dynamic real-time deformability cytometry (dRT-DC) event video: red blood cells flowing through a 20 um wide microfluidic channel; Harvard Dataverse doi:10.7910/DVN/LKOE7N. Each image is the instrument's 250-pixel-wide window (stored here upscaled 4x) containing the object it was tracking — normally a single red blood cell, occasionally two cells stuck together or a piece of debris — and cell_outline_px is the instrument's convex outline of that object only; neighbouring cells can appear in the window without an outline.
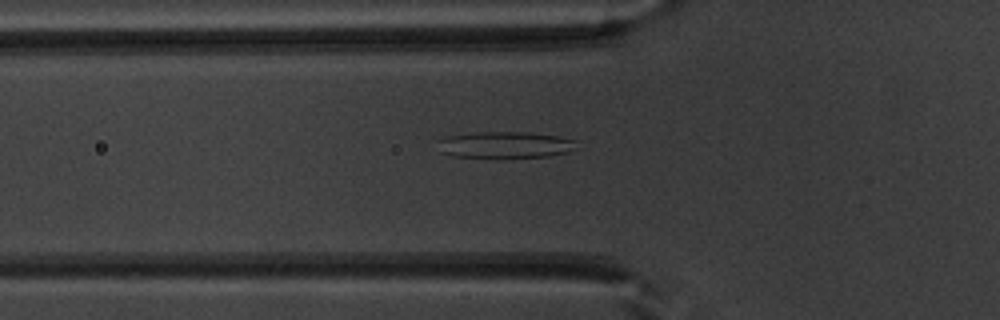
{"species": "common noctule bat (a hibernating species)", "species_latin": "Nyctalus noctula", "temperature_condition": "warm", "stored_images_in_passage": 51, "camera_frame_rate_fps": 3000, "um_per_image_px": 0.085, "animal": {"sex": "male", "body_mass_g": 20.1, "forearm_length_mm": 53.5}, "frame": {"image": 1, "passage_image": 18, "time_ms": 5.667, "image_size_px": [1000, 320], "cell_outline_px": [[580, 140], [568, 152], [548, 156], [452, 156], [440, 152], [440, 140], [448, 136], [472, 132], [528, 132], [560, 136]], "centroid_in_image_um": [42.99, 12.28], "position_along_channel_um": 82.8, "area_um2": 20.92}}
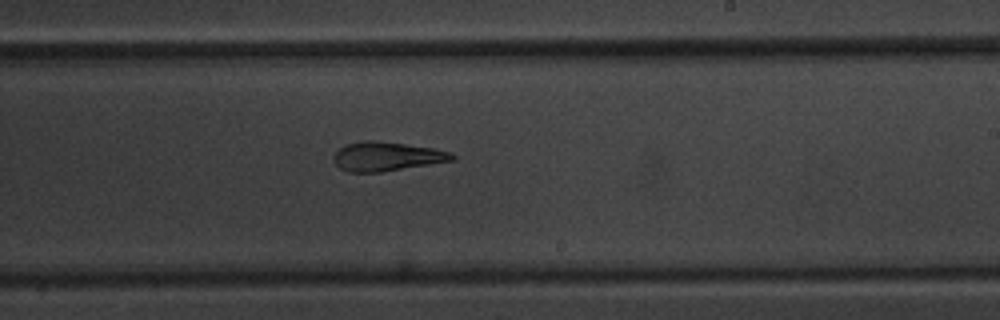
{"frame": {"image": 2, "passage_image": 31, "time_ms": 10.0, "image_size_px": [1000, 320], "cell_outline_px": [[456, 160], [380, 172], [348, 172], [340, 168], [332, 160], [332, 156], [344, 144], [364, 140], [376, 140], [432, 148], [448, 152], [456, 156]], "centroid_in_image_um": [32.82, 13.29], "position_along_channel_um": 256.2, "area_um2": 20.06}}
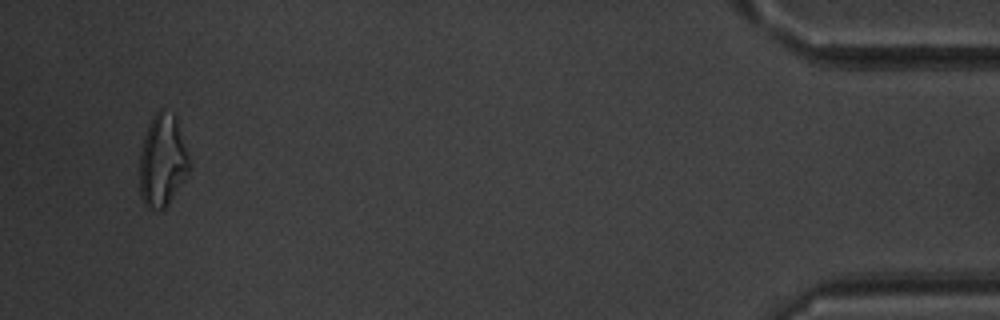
{"frame": {"image": 3, "passage_image": 49, "time_ms": 16.0, "image_size_px": [1000, 320], "cell_outline_px": [[188, 172], [168, 204], [164, 208], [148, 208], [144, 204], [140, 196], [140, 148], [148, 124], [152, 116], [160, 108], [176, 116], [188, 156]], "centroid_in_image_um": [13.77, 13.63], "position_along_channel_um": 421.4, "area_um2": 26.36}, "authors_computed_cell_mechanics": {"area_um2": 22.3108, "velocity_mm_per_s": 3.9784, "shape_relaxation_time_tau1_ms": 9.2528, "shape_relaxation_time_tau2_ms": 3.2397, "deformation_change_tau1": 0.2471, "deformation_change_tau2": 0.1331}}